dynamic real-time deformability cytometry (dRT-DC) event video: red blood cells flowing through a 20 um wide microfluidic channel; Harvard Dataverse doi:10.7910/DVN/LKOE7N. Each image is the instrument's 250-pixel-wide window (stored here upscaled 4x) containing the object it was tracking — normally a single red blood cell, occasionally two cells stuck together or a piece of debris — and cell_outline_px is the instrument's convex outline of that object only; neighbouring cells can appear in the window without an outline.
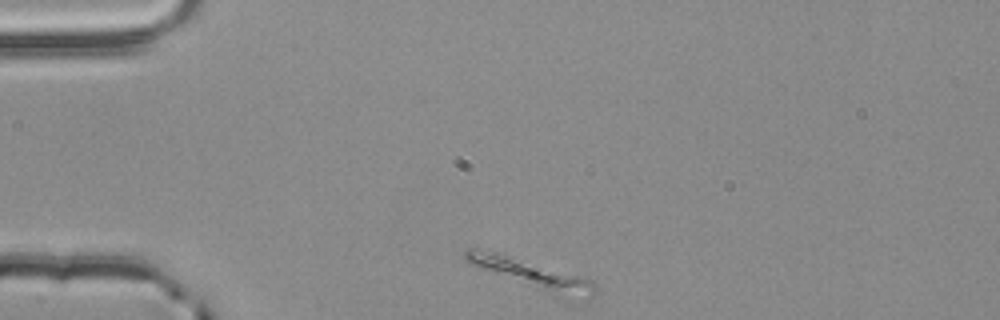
{"species": "common noctule bat (a hibernating species)", "species_latin": "Nyctalus noctula", "temperature_condition": "room temperature", "stored_images_in_passage": 43, "camera_frame_rate_fps": 3000, "um_per_image_px": 0.085, "animal": {"sex": "male", "body_mass_g": 20.4}, "frame": {"image": 1, "passage_image": 1, "time_ms": 0.0, "image_size_px": [1000, 320], "cell_outline_px": [[600, 288], [588, 300], [572, 304], [564, 304], [480, 268], [464, 260], [464, 252], [468, 248], [476, 248], [496, 252], [512, 256], [584, 276], [592, 280]], "centroid_in_image_um": [45.45, 23.47], "position_along_channel_um": 39.5, "area_um2": 24.16}}